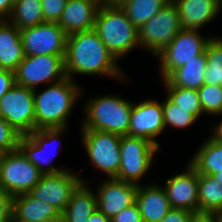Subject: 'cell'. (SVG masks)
<instances>
[{
  "label": "cell",
  "instance_id": "31",
  "mask_svg": "<svg viewBox=\"0 0 222 222\" xmlns=\"http://www.w3.org/2000/svg\"><path fill=\"white\" fill-rule=\"evenodd\" d=\"M165 95L176 105L187 109L198 120L203 117V109L197 90L184 87L163 86Z\"/></svg>",
  "mask_w": 222,
  "mask_h": 222
},
{
  "label": "cell",
  "instance_id": "17",
  "mask_svg": "<svg viewBox=\"0 0 222 222\" xmlns=\"http://www.w3.org/2000/svg\"><path fill=\"white\" fill-rule=\"evenodd\" d=\"M165 183V184H164ZM162 184L171 208L198 212V173L187 162L185 169L171 176Z\"/></svg>",
  "mask_w": 222,
  "mask_h": 222
},
{
  "label": "cell",
  "instance_id": "45",
  "mask_svg": "<svg viewBox=\"0 0 222 222\" xmlns=\"http://www.w3.org/2000/svg\"><path fill=\"white\" fill-rule=\"evenodd\" d=\"M222 184V169L213 175Z\"/></svg>",
  "mask_w": 222,
  "mask_h": 222
},
{
  "label": "cell",
  "instance_id": "16",
  "mask_svg": "<svg viewBox=\"0 0 222 222\" xmlns=\"http://www.w3.org/2000/svg\"><path fill=\"white\" fill-rule=\"evenodd\" d=\"M138 185L116 178H104L94 189L97 208L110 219L136 202Z\"/></svg>",
  "mask_w": 222,
  "mask_h": 222
},
{
  "label": "cell",
  "instance_id": "37",
  "mask_svg": "<svg viewBox=\"0 0 222 222\" xmlns=\"http://www.w3.org/2000/svg\"><path fill=\"white\" fill-rule=\"evenodd\" d=\"M193 212L186 209L171 208L160 222H190Z\"/></svg>",
  "mask_w": 222,
  "mask_h": 222
},
{
  "label": "cell",
  "instance_id": "2",
  "mask_svg": "<svg viewBox=\"0 0 222 222\" xmlns=\"http://www.w3.org/2000/svg\"><path fill=\"white\" fill-rule=\"evenodd\" d=\"M78 83L66 77L44 86L43 90H33L35 130L69 127L70 116L85 93V87Z\"/></svg>",
  "mask_w": 222,
  "mask_h": 222
},
{
  "label": "cell",
  "instance_id": "38",
  "mask_svg": "<svg viewBox=\"0 0 222 222\" xmlns=\"http://www.w3.org/2000/svg\"><path fill=\"white\" fill-rule=\"evenodd\" d=\"M15 85L14 72L0 69V98Z\"/></svg>",
  "mask_w": 222,
  "mask_h": 222
},
{
  "label": "cell",
  "instance_id": "36",
  "mask_svg": "<svg viewBox=\"0 0 222 222\" xmlns=\"http://www.w3.org/2000/svg\"><path fill=\"white\" fill-rule=\"evenodd\" d=\"M12 200L13 196L0 187V222H12Z\"/></svg>",
  "mask_w": 222,
  "mask_h": 222
},
{
  "label": "cell",
  "instance_id": "14",
  "mask_svg": "<svg viewBox=\"0 0 222 222\" xmlns=\"http://www.w3.org/2000/svg\"><path fill=\"white\" fill-rule=\"evenodd\" d=\"M67 33L55 22H44L20 30L24 54L65 55Z\"/></svg>",
  "mask_w": 222,
  "mask_h": 222
},
{
  "label": "cell",
  "instance_id": "10",
  "mask_svg": "<svg viewBox=\"0 0 222 222\" xmlns=\"http://www.w3.org/2000/svg\"><path fill=\"white\" fill-rule=\"evenodd\" d=\"M64 58L65 55H25L14 71L15 84L35 90L61 81L67 77Z\"/></svg>",
  "mask_w": 222,
  "mask_h": 222
},
{
  "label": "cell",
  "instance_id": "43",
  "mask_svg": "<svg viewBox=\"0 0 222 222\" xmlns=\"http://www.w3.org/2000/svg\"><path fill=\"white\" fill-rule=\"evenodd\" d=\"M35 222H64V218L62 216V213L59 216L56 217H48L42 220H38Z\"/></svg>",
  "mask_w": 222,
  "mask_h": 222
},
{
  "label": "cell",
  "instance_id": "1",
  "mask_svg": "<svg viewBox=\"0 0 222 222\" xmlns=\"http://www.w3.org/2000/svg\"><path fill=\"white\" fill-rule=\"evenodd\" d=\"M64 61L66 76L74 81L77 75L112 78L126 85L131 81V77L120 67V62L106 48L94 29L67 36Z\"/></svg>",
  "mask_w": 222,
  "mask_h": 222
},
{
  "label": "cell",
  "instance_id": "5",
  "mask_svg": "<svg viewBox=\"0 0 222 222\" xmlns=\"http://www.w3.org/2000/svg\"><path fill=\"white\" fill-rule=\"evenodd\" d=\"M67 128L34 130L29 135L20 137L18 148L42 174H56L69 170L71 167L63 168L64 165L53 164V161H56L55 157L63 150L62 137L66 131L68 132Z\"/></svg>",
  "mask_w": 222,
  "mask_h": 222
},
{
  "label": "cell",
  "instance_id": "44",
  "mask_svg": "<svg viewBox=\"0 0 222 222\" xmlns=\"http://www.w3.org/2000/svg\"><path fill=\"white\" fill-rule=\"evenodd\" d=\"M124 0H102V4L106 5H120Z\"/></svg>",
  "mask_w": 222,
  "mask_h": 222
},
{
  "label": "cell",
  "instance_id": "27",
  "mask_svg": "<svg viewBox=\"0 0 222 222\" xmlns=\"http://www.w3.org/2000/svg\"><path fill=\"white\" fill-rule=\"evenodd\" d=\"M198 212L215 213L222 210V184L211 175L198 173Z\"/></svg>",
  "mask_w": 222,
  "mask_h": 222
},
{
  "label": "cell",
  "instance_id": "46",
  "mask_svg": "<svg viewBox=\"0 0 222 222\" xmlns=\"http://www.w3.org/2000/svg\"><path fill=\"white\" fill-rule=\"evenodd\" d=\"M216 222H222V210L215 212Z\"/></svg>",
  "mask_w": 222,
  "mask_h": 222
},
{
  "label": "cell",
  "instance_id": "12",
  "mask_svg": "<svg viewBox=\"0 0 222 222\" xmlns=\"http://www.w3.org/2000/svg\"><path fill=\"white\" fill-rule=\"evenodd\" d=\"M0 116L21 136L35 130L33 90L15 84L0 98Z\"/></svg>",
  "mask_w": 222,
  "mask_h": 222
},
{
  "label": "cell",
  "instance_id": "35",
  "mask_svg": "<svg viewBox=\"0 0 222 222\" xmlns=\"http://www.w3.org/2000/svg\"><path fill=\"white\" fill-rule=\"evenodd\" d=\"M111 222H143V219L135 202L111 218Z\"/></svg>",
  "mask_w": 222,
  "mask_h": 222
},
{
  "label": "cell",
  "instance_id": "25",
  "mask_svg": "<svg viewBox=\"0 0 222 222\" xmlns=\"http://www.w3.org/2000/svg\"><path fill=\"white\" fill-rule=\"evenodd\" d=\"M187 162L197 173L213 176L222 169V143L208 135Z\"/></svg>",
  "mask_w": 222,
  "mask_h": 222
},
{
  "label": "cell",
  "instance_id": "13",
  "mask_svg": "<svg viewBox=\"0 0 222 222\" xmlns=\"http://www.w3.org/2000/svg\"><path fill=\"white\" fill-rule=\"evenodd\" d=\"M69 169L56 174H42L39 182L29 193L40 201H45L56 207L62 213L69 203L73 192L82 183H88V179L80 173Z\"/></svg>",
  "mask_w": 222,
  "mask_h": 222
},
{
  "label": "cell",
  "instance_id": "32",
  "mask_svg": "<svg viewBox=\"0 0 222 222\" xmlns=\"http://www.w3.org/2000/svg\"><path fill=\"white\" fill-rule=\"evenodd\" d=\"M197 91L203 109V117L212 118L214 116L215 118L222 109V86L204 84Z\"/></svg>",
  "mask_w": 222,
  "mask_h": 222
},
{
  "label": "cell",
  "instance_id": "41",
  "mask_svg": "<svg viewBox=\"0 0 222 222\" xmlns=\"http://www.w3.org/2000/svg\"><path fill=\"white\" fill-rule=\"evenodd\" d=\"M190 222H216L215 213L197 212L193 213Z\"/></svg>",
  "mask_w": 222,
  "mask_h": 222
},
{
  "label": "cell",
  "instance_id": "3",
  "mask_svg": "<svg viewBox=\"0 0 222 222\" xmlns=\"http://www.w3.org/2000/svg\"><path fill=\"white\" fill-rule=\"evenodd\" d=\"M132 105L133 100L118 96V93L92 95L81 104L84 116L79 128L128 135Z\"/></svg>",
  "mask_w": 222,
  "mask_h": 222
},
{
  "label": "cell",
  "instance_id": "34",
  "mask_svg": "<svg viewBox=\"0 0 222 222\" xmlns=\"http://www.w3.org/2000/svg\"><path fill=\"white\" fill-rule=\"evenodd\" d=\"M45 22L58 23L67 0H41Z\"/></svg>",
  "mask_w": 222,
  "mask_h": 222
},
{
  "label": "cell",
  "instance_id": "33",
  "mask_svg": "<svg viewBox=\"0 0 222 222\" xmlns=\"http://www.w3.org/2000/svg\"><path fill=\"white\" fill-rule=\"evenodd\" d=\"M21 135L0 116V154L18 148Z\"/></svg>",
  "mask_w": 222,
  "mask_h": 222
},
{
  "label": "cell",
  "instance_id": "4",
  "mask_svg": "<svg viewBox=\"0 0 222 222\" xmlns=\"http://www.w3.org/2000/svg\"><path fill=\"white\" fill-rule=\"evenodd\" d=\"M94 30L118 61L127 57L134 49L140 50L139 30L119 5L101 4Z\"/></svg>",
  "mask_w": 222,
  "mask_h": 222
},
{
  "label": "cell",
  "instance_id": "6",
  "mask_svg": "<svg viewBox=\"0 0 222 222\" xmlns=\"http://www.w3.org/2000/svg\"><path fill=\"white\" fill-rule=\"evenodd\" d=\"M80 139L93 168L105 178H116L121 164V135L92 129H80Z\"/></svg>",
  "mask_w": 222,
  "mask_h": 222
},
{
  "label": "cell",
  "instance_id": "11",
  "mask_svg": "<svg viewBox=\"0 0 222 222\" xmlns=\"http://www.w3.org/2000/svg\"><path fill=\"white\" fill-rule=\"evenodd\" d=\"M41 176L39 169L19 148L0 154V187L11 196L29 192L39 182Z\"/></svg>",
  "mask_w": 222,
  "mask_h": 222
},
{
  "label": "cell",
  "instance_id": "47",
  "mask_svg": "<svg viewBox=\"0 0 222 222\" xmlns=\"http://www.w3.org/2000/svg\"><path fill=\"white\" fill-rule=\"evenodd\" d=\"M222 6V0H216Z\"/></svg>",
  "mask_w": 222,
  "mask_h": 222
},
{
  "label": "cell",
  "instance_id": "28",
  "mask_svg": "<svg viewBox=\"0 0 222 222\" xmlns=\"http://www.w3.org/2000/svg\"><path fill=\"white\" fill-rule=\"evenodd\" d=\"M170 0H124L119 6L138 29L156 15Z\"/></svg>",
  "mask_w": 222,
  "mask_h": 222
},
{
  "label": "cell",
  "instance_id": "9",
  "mask_svg": "<svg viewBox=\"0 0 222 222\" xmlns=\"http://www.w3.org/2000/svg\"><path fill=\"white\" fill-rule=\"evenodd\" d=\"M181 29L178 9L170 0L156 15L138 29L141 51H147L155 57L173 41Z\"/></svg>",
  "mask_w": 222,
  "mask_h": 222
},
{
  "label": "cell",
  "instance_id": "40",
  "mask_svg": "<svg viewBox=\"0 0 222 222\" xmlns=\"http://www.w3.org/2000/svg\"><path fill=\"white\" fill-rule=\"evenodd\" d=\"M14 0H0V19L7 20L11 15Z\"/></svg>",
  "mask_w": 222,
  "mask_h": 222
},
{
  "label": "cell",
  "instance_id": "26",
  "mask_svg": "<svg viewBox=\"0 0 222 222\" xmlns=\"http://www.w3.org/2000/svg\"><path fill=\"white\" fill-rule=\"evenodd\" d=\"M7 20L19 30L44 23L41 0H14Z\"/></svg>",
  "mask_w": 222,
  "mask_h": 222
},
{
  "label": "cell",
  "instance_id": "22",
  "mask_svg": "<svg viewBox=\"0 0 222 222\" xmlns=\"http://www.w3.org/2000/svg\"><path fill=\"white\" fill-rule=\"evenodd\" d=\"M20 30L8 20L0 21V69L15 71L24 59Z\"/></svg>",
  "mask_w": 222,
  "mask_h": 222
},
{
  "label": "cell",
  "instance_id": "20",
  "mask_svg": "<svg viewBox=\"0 0 222 222\" xmlns=\"http://www.w3.org/2000/svg\"><path fill=\"white\" fill-rule=\"evenodd\" d=\"M136 204L143 222H160L171 209L166 192L157 181L138 185Z\"/></svg>",
  "mask_w": 222,
  "mask_h": 222
},
{
  "label": "cell",
  "instance_id": "7",
  "mask_svg": "<svg viewBox=\"0 0 222 222\" xmlns=\"http://www.w3.org/2000/svg\"><path fill=\"white\" fill-rule=\"evenodd\" d=\"M159 148L147 139L129 135L121 136L120 157L121 164L116 179L136 185L143 182L145 175L152 168Z\"/></svg>",
  "mask_w": 222,
  "mask_h": 222
},
{
  "label": "cell",
  "instance_id": "21",
  "mask_svg": "<svg viewBox=\"0 0 222 222\" xmlns=\"http://www.w3.org/2000/svg\"><path fill=\"white\" fill-rule=\"evenodd\" d=\"M60 214L56 207L37 200L29 192L13 196L12 222H35Z\"/></svg>",
  "mask_w": 222,
  "mask_h": 222
},
{
  "label": "cell",
  "instance_id": "15",
  "mask_svg": "<svg viewBox=\"0 0 222 222\" xmlns=\"http://www.w3.org/2000/svg\"><path fill=\"white\" fill-rule=\"evenodd\" d=\"M133 101L128 135L147 139L161 149L157 137L165 132L162 101L153 98Z\"/></svg>",
  "mask_w": 222,
  "mask_h": 222
},
{
  "label": "cell",
  "instance_id": "8",
  "mask_svg": "<svg viewBox=\"0 0 222 222\" xmlns=\"http://www.w3.org/2000/svg\"><path fill=\"white\" fill-rule=\"evenodd\" d=\"M201 31L181 29L173 41L155 56L159 63L157 68L161 79L205 53L207 42L214 35L205 36Z\"/></svg>",
  "mask_w": 222,
  "mask_h": 222
},
{
  "label": "cell",
  "instance_id": "30",
  "mask_svg": "<svg viewBox=\"0 0 222 222\" xmlns=\"http://www.w3.org/2000/svg\"><path fill=\"white\" fill-rule=\"evenodd\" d=\"M162 107L165 130L174 128L175 131L176 129L183 131L193 127L198 122V119L193 114L173 103L166 95L162 99Z\"/></svg>",
  "mask_w": 222,
  "mask_h": 222
},
{
  "label": "cell",
  "instance_id": "42",
  "mask_svg": "<svg viewBox=\"0 0 222 222\" xmlns=\"http://www.w3.org/2000/svg\"><path fill=\"white\" fill-rule=\"evenodd\" d=\"M87 222H111V219L98 209L89 216Z\"/></svg>",
  "mask_w": 222,
  "mask_h": 222
},
{
  "label": "cell",
  "instance_id": "24",
  "mask_svg": "<svg viewBox=\"0 0 222 222\" xmlns=\"http://www.w3.org/2000/svg\"><path fill=\"white\" fill-rule=\"evenodd\" d=\"M207 64L206 54L196 57L187 64L173 70L165 79L162 86L184 87L187 89L198 90L204 85V74Z\"/></svg>",
  "mask_w": 222,
  "mask_h": 222
},
{
  "label": "cell",
  "instance_id": "39",
  "mask_svg": "<svg viewBox=\"0 0 222 222\" xmlns=\"http://www.w3.org/2000/svg\"><path fill=\"white\" fill-rule=\"evenodd\" d=\"M217 118L220 117V119H218L220 122H215L213 123V125H211L210 128V132L209 136L213 139L216 140L217 142L222 143V115H216Z\"/></svg>",
  "mask_w": 222,
  "mask_h": 222
},
{
  "label": "cell",
  "instance_id": "29",
  "mask_svg": "<svg viewBox=\"0 0 222 222\" xmlns=\"http://www.w3.org/2000/svg\"><path fill=\"white\" fill-rule=\"evenodd\" d=\"M218 36L215 33L205 47L207 64L204 84L222 86V37Z\"/></svg>",
  "mask_w": 222,
  "mask_h": 222
},
{
  "label": "cell",
  "instance_id": "18",
  "mask_svg": "<svg viewBox=\"0 0 222 222\" xmlns=\"http://www.w3.org/2000/svg\"><path fill=\"white\" fill-rule=\"evenodd\" d=\"M172 1L178 9L182 29H204L222 13V6L216 0Z\"/></svg>",
  "mask_w": 222,
  "mask_h": 222
},
{
  "label": "cell",
  "instance_id": "19",
  "mask_svg": "<svg viewBox=\"0 0 222 222\" xmlns=\"http://www.w3.org/2000/svg\"><path fill=\"white\" fill-rule=\"evenodd\" d=\"M98 0H67L58 25L67 35L94 29Z\"/></svg>",
  "mask_w": 222,
  "mask_h": 222
},
{
  "label": "cell",
  "instance_id": "23",
  "mask_svg": "<svg viewBox=\"0 0 222 222\" xmlns=\"http://www.w3.org/2000/svg\"><path fill=\"white\" fill-rule=\"evenodd\" d=\"M97 196L91 184L82 182L73 192L69 203L62 212L64 222H87L97 210Z\"/></svg>",
  "mask_w": 222,
  "mask_h": 222
}]
</instances>
